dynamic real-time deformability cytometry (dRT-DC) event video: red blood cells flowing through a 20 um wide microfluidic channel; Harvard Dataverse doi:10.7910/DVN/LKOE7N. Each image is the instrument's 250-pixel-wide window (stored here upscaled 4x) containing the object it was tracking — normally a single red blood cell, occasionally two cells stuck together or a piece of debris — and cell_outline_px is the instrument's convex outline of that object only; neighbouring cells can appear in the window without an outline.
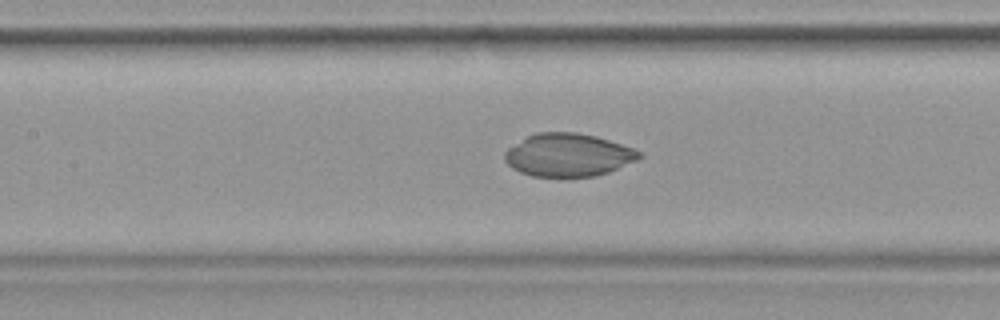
{"species": "common noctule bat (a hibernating species)", "species_latin": "Nyctalus noctula", "temperature_condition": "warm", "stored_images_in_passage": 31, "camera_frame_rate_fps": 3000, "um_per_image_px": 0.085, "animal": {"sex": "female", "body_mass_g": 19.9}, "frame": {"image": 1, "passage_image": 14, "time_ms": 4.333, "image_size_px": [1000, 320], "cell_outline_px": [[644, 156], [636, 160], [608, 172], [596, 176], [532, 176], [520, 172], [512, 168], [504, 160], [504, 152], [508, 148], [528, 136], [536, 132], [576, 132], [596, 136], [632, 148], [640, 152]], "centroid_in_image_um": [48.27, 13.17], "position_along_channel_um": 159.1, "area_um2": 33.41}}
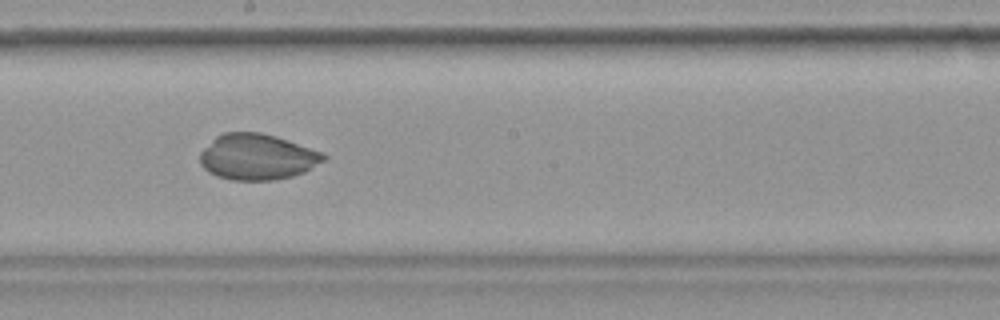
{"frame": {"image": 2, "passage_image": 18, "time_ms": 5.667, "image_size_px": [1000, 320], "cell_outline_px": [[328, 156], [324, 160], [304, 172], [292, 176], [272, 180], [232, 180], [216, 176], [208, 172], [200, 164], [200, 152], [216, 136], [224, 132], [260, 132], [276, 136], [324, 152]], "centroid_in_image_um": [21.86, 13.33], "position_along_channel_um": 226.3, "area_um2": 33.12}}